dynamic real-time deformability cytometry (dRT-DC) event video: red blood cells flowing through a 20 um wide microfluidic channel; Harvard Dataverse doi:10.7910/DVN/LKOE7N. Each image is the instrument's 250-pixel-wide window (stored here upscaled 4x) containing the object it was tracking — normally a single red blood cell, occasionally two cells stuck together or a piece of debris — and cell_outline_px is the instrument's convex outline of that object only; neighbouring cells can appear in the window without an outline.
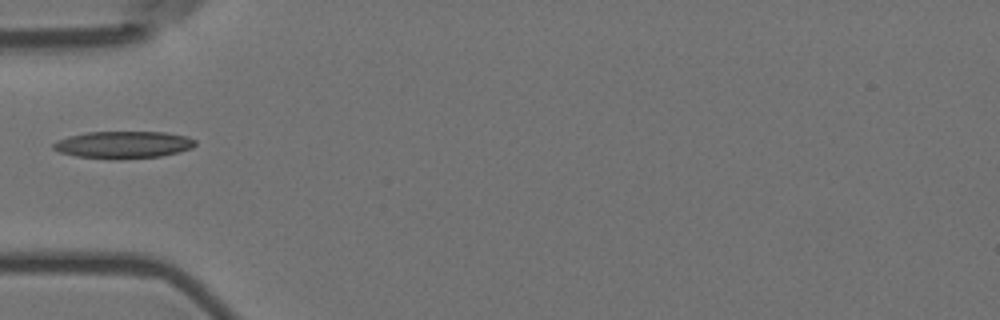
{"species": "Egyptian fruit bat (a non-hibernating species)", "species_latin": "Rousettus aegyptiacus", "temperature_condition": "room temperature", "stored_images_in_passage": 1, "camera_frame_rate_fps": 3000, "um_per_image_px": 0.085, "animal": {"sex": "female"}, "frame": {"image": 1, "passage_image": 1, "time_ms": 0.0, "image_size_px": [1000, 320], "cell_outline_px": [[196, 144], [192, 148], [160, 156], [120, 160], [112, 160], [76, 156], [60, 152], [52, 148], [52, 144], [56, 140], [68, 136], [88, 132], [164, 132], [184, 136], [196, 140]], "centroid_in_image_um": [10.44, 12.31], "position_along_channel_um": 74.6, "area_um2": 22.6}}